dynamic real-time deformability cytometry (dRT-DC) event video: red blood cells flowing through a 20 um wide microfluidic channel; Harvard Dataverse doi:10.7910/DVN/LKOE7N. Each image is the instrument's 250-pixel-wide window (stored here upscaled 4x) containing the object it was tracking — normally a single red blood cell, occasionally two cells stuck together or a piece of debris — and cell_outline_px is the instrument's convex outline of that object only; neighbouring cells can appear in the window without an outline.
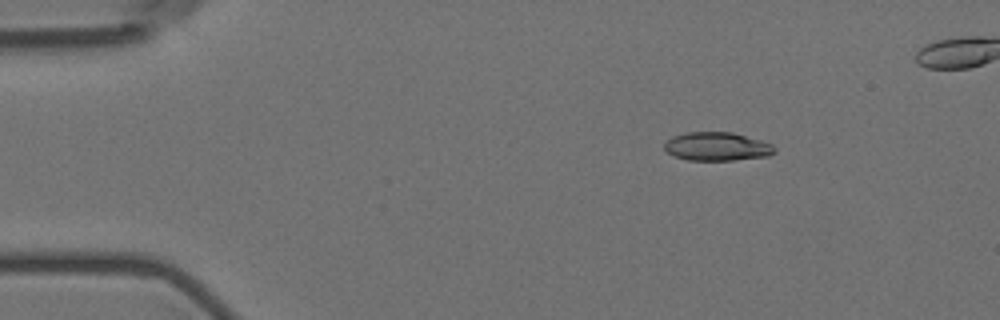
{"species": "Egyptian fruit bat (a non-hibernating species)", "species_latin": "Rousettus aegyptiacus", "temperature_condition": "room temperature", "stored_images_in_passage": 54, "camera_frame_rate_fps": 3000, "um_per_image_px": 0.085, "animal": {"sex": "female"}, "frame": {"image": 1, "passage_image": 9, "time_ms": 2.667, "image_size_px": [1000, 320], "cell_outline_px": [[776, 152], [768, 156], [736, 160], [688, 160], [676, 156], [668, 152], [664, 148], [664, 144], [672, 136], [688, 132], [732, 132], [760, 140], [772, 144], [776, 148]], "centroid_in_image_um": [60.97, 12.45], "position_along_channel_um": 24.0, "area_um2": 18.26}}
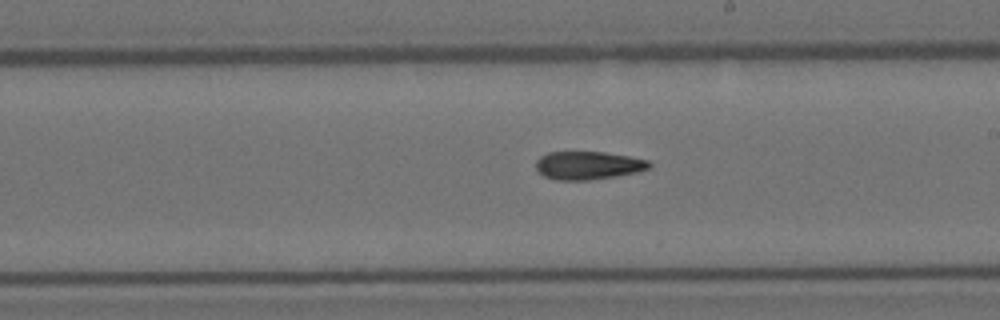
{"frame": {"image": 2, "passage_image": 33, "time_ms": 10.667, "image_size_px": [1000, 320], "cell_outline_px": [[652, 168], [636, 172], [616, 176], [588, 180], [556, 180], [544, 176], [536, 168], [536, 160], [540, 156], [548, 152], [604, 152], [628, 156], [648, 160], [652, 164]], "centroid_in_image_um": [50.0, 14.06], "position_along_channel_um": 239.0, "area_um2": 18.61}}
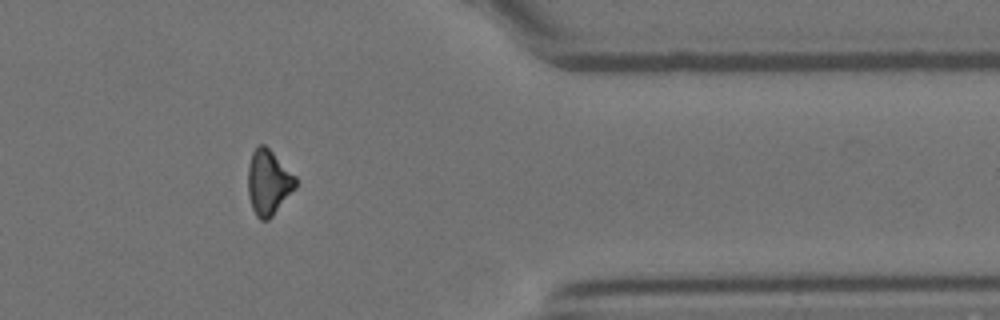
{"frame": {"image": 3, "passage_image": 47, "time_ms": 15.333, "image_size_px": [1000, 320], "cell_outline_px": [[296, 188], [272, 216], [268, 220], [260, 220], [256, 216], [252, 208], [248, 196], [248, 164], [252, 152], [260, 144], [264, 144], [296, 176]], "centroid_in_image_um": [22.81, 15.52], "position_along_channel_um": 388.6, "area_um2": 18.03}}